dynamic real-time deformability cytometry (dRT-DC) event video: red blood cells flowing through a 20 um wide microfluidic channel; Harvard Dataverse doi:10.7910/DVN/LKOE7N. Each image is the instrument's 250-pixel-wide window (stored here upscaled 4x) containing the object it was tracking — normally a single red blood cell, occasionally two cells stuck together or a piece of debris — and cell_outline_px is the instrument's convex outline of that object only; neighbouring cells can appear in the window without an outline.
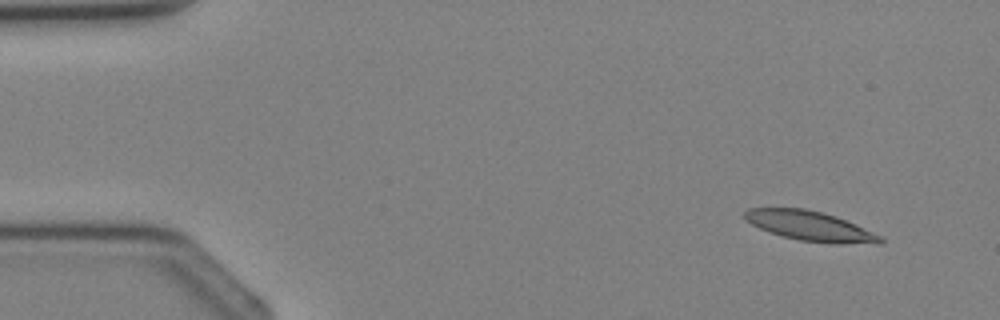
{"species": "Egyptian fruit bat (a non-hibernating species)", "species_latin": "Rousettus aegyptiacus", "temperature_condition": "cold", "stored_images_in_passage": 3, "camera_frame_rate_fps": 3000, "um_per_image_px": 0.085, "animal": {"sex": "female"}, "frame": {"image": 1, "passage_image": 1, "time_ms": 0.0, "image_size_px": [1000, 320], "cell_outline_px": [[884, 240], [880, 244], [836, 244], [800, 240], [784, 236], [760, 228], [752, 224], [744, 216], [744, 212], [748, 208], [804, 208], [836, 216], [880, 236]], "centroid_in_image_um": [68.88, 19.22], "position_along_channel_um": 16.1, "area_um2": 23.06}}
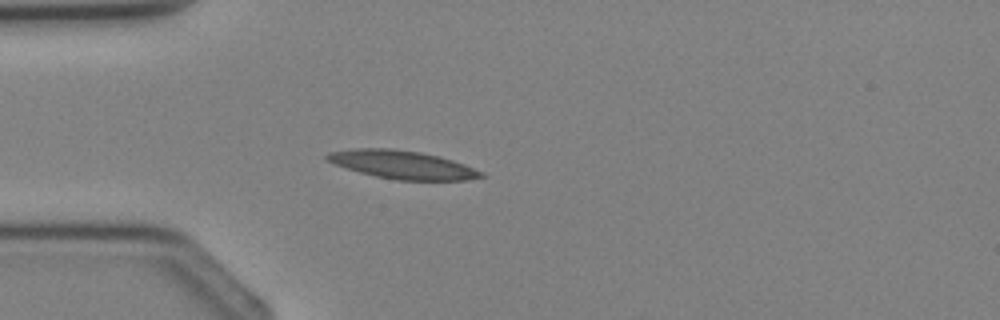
{"frame": {"image": 2, "passage_image": 3, "time_ms": 2.333, "image_size_px": [1000, 320], "cell_outline_px": [[484, 176], [468, 180], [396, 180], [376, 176], [360, 172], [324, 160], [324, 156], [328, 152], [356, 148], [392, 148], [420, 152], [440, 156], [464, 164], [484, 172]], "centroid_in_image_um": [34.2, 13.99], "position_along_channel_um": 50.8, "area_um2": 25.32}}